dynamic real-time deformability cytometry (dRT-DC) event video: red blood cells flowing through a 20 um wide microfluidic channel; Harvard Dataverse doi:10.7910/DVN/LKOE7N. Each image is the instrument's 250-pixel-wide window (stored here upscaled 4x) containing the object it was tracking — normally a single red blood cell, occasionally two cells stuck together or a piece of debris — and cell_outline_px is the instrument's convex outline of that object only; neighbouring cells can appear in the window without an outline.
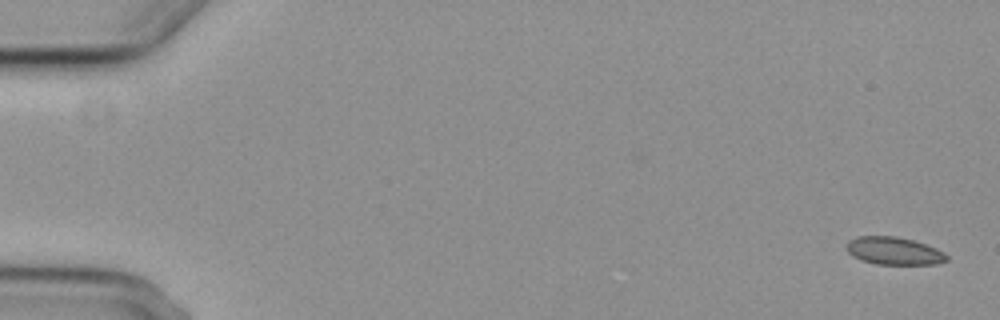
{"species": "common noctule bat (a hibernating species)", "species_latin": "Nyctalus noctula", "temperature_condition": "cold", "stored_images_in_passage": 5, "camera_frame_rate_fps": 3000, "um_per_image_px": 0.085, "animal": {"sex": "female", "body_mass_g": 29.2, "forearm_length_mm": 56.3}, "frame": {"image": 1, "passage_image": 1, "time_ms": 0.0, "image_size_px": [1000, 320], "cell_outline_px": [[948, 260], [936, 264], [876, 264], [860, 260], [852, 256], [844, 248], [848, 240], [856, 236], [896, 236], [912, 240], [936, 248], [944, 252], [948, 256]], "centroid_in_image_um": [75.94, 21.32], "position_along_channel_um": 9.1, "area_um2": 16.3}}